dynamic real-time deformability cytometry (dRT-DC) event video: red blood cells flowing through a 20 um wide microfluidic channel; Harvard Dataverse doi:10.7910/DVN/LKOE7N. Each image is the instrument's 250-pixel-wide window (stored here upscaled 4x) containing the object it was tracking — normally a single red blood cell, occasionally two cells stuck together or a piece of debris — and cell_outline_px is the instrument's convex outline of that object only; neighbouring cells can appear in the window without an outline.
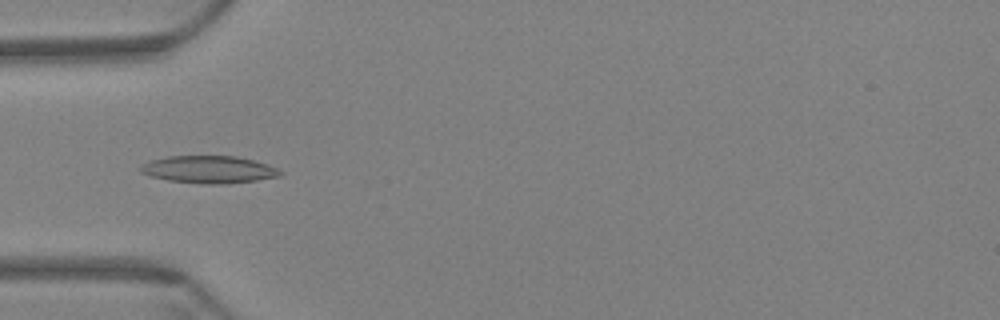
{"species": "Egyptian fruit bat (a non-hibernating species)", "species_latin": "Rousettus aegyptiacus", "temperature_condition": "warm", "stored_images_in_passage": 59, "camera_frame_rate_fps": 3000, "um_per_image_px": 0.085, "animal": {"sex": "female"}, "frame": {"image": 1, "passage_image": 18, "time_ms": 5.667, "image_size_px": [1000, 320], "cell_outline_px": [[280, 176], [256, 180], [220, 184], [208, 184], [168, 180], [152, 176], [140, 172], [140, 168], [144, 164], [152, 160], [168, 156], [236, 156], [268, 164], [276, 168], [280, 172]], "centroid_in_image_um": [17.75, 14.4], "position_along_channel_um": 67.2, "area_um2": 21.85}}
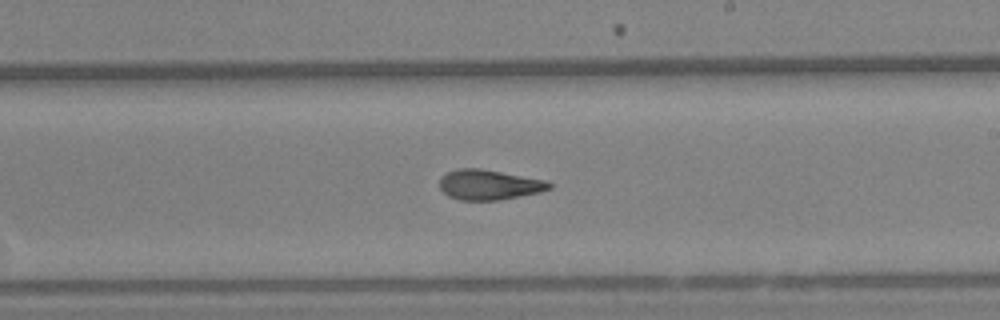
{"frame": {"image": 2, "passage_image": 34, "time_ms": 11.0, "image_size_px": [1000, 320], "cell_outline_px": [[552, 188], [540, 192], [500, 200], [460, 200], [448, 196], [440, 188], [440, 176], [456, 168], [480, 168], [544, 180], [552, 184]], "centroid_in_image_um": [41.54, 15.7], "position_along_channel_um": 247.5, "area_um2": 19.19}}
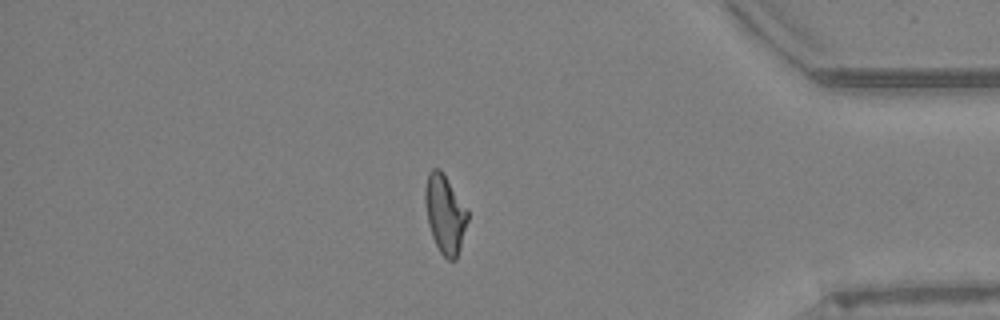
{"frame": {"image": 3, "passage_image": 50, "time_ms": 16.333, "image_size_px": [1000, 320], "cell_outline_px": [[468, 220], [460, 248], [456, 260], [448, 260], [440, 252], [432, 236], [428, 224], [424, 200], [424, 188], [428, 172], [432, 168], [440, 168], [468, 208]], "centroid_in_image_um": [37.82, 18.16], "position_along_channel_um": 397.4, "area_um2": 19.71}, "authors_computed_cell_mechanics": {"area_um2": 19.7098, "velocity_mm_per_s": 3.3968, "shape_relaxation_time_tau1_ms": null, "shape_relaxation_time_tau2_ms": 2.7539, "deformation_change_tau1": null, "deformation_change_tau2": 0.1096}}